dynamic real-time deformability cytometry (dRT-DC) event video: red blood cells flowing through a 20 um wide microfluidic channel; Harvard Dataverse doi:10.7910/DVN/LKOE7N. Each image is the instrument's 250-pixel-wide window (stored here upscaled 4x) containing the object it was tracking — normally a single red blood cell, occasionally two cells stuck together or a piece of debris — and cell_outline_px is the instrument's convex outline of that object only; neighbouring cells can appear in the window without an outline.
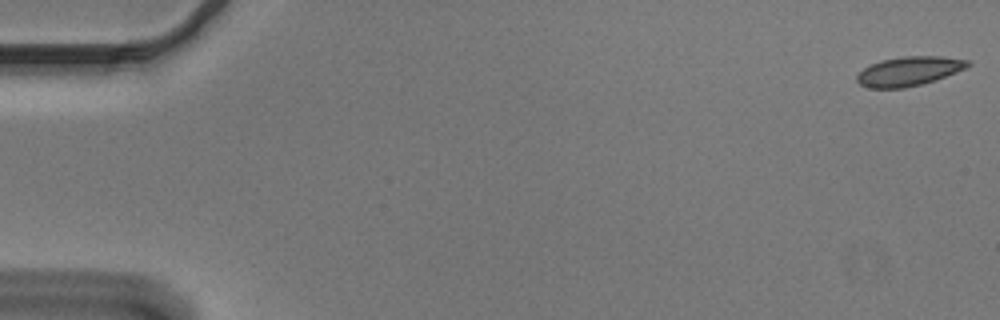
{"species": "Egyptian fruit bat (a non-hibernating species)", "species_latin": "Rousettus aegyptiacus", "temperature_condition": "cold", "stored_images_in_passage": 55, "camera_frame_rate_fps": 3000, "um_per_image_px": 0.085, "animal": {"sex": "male"}, "frame": {"image": 1, "passage_image": 1, "time_ms": 0.0, "image_size_px": [1000, 320], "cell_outline_px": [[972, 64], [956, 72], [936, 80], [904, 88], [868, 88], [860, 84], [856, 80], [856, 76], [864, 68], [880, 60], [904, 56], [940, 56], [968, 60]], "centroid_in_image_um": [77.25, 6.05], "position_along_channel_um": 7.8, "area_um2": 18.79}}
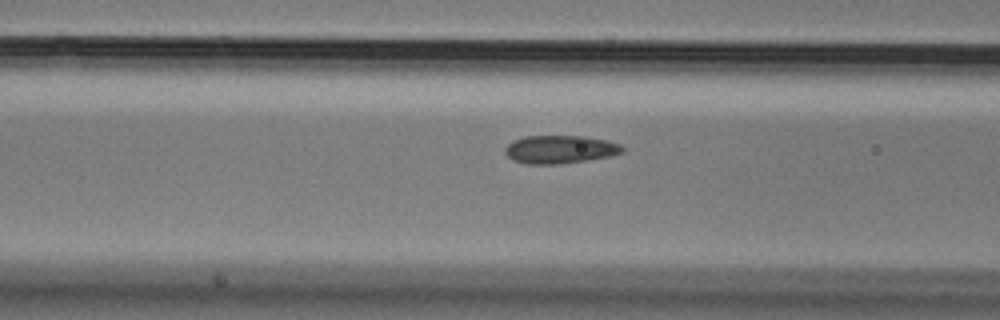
{"frame": {"image": 2, "passage_image": 22, "time_ms": 7.0, "image_size_px": [1000, 320], "cell_outline_px": [[624, 152], [612, 156], [588, 160], [560, 164], [528, 164], [512, 160], [504, 152], [504, 148], [512, 140], [524, 136], [584, 136], [608, 140], [620, 144], [624, 148]], "centroid_in_image_um": [47.61, 12.7], "position_along_channel_um": 119.0, "area_um2": 19.48}}
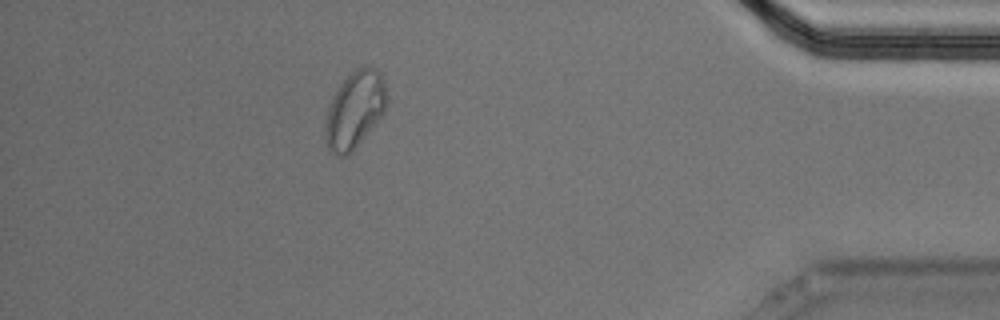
{"frame": {"image": 3, "passage_image": 49, "time_ms": 16.0, "image_size_px": [1000, 320], "cell_outline_px": [[388, 104], [380, 116], [352, 152], [344, 156], [340, 156], [328, 152], [324, 144], [324, 128], [328, 108], [332, 96], [340, 84], [356, 68], [372, 68], [380, 72], [388, 96]], "centroid_in_image_um": [30.11, 9.38], "position_along_channel_um": 405.1, "area_um2": 27.4}, "authors_computed_cell_mechanics": {"area_um2": 19.074, "velocity_mm_per_s": 3.6552, "shape_relaxation_time_tau1_ms": 9.8494, "shape_relaxation_time_tau2_ms": 1.5294, "deformation_change_tau1": 0.1256, "deformation_change_tau2": 0.0556}}